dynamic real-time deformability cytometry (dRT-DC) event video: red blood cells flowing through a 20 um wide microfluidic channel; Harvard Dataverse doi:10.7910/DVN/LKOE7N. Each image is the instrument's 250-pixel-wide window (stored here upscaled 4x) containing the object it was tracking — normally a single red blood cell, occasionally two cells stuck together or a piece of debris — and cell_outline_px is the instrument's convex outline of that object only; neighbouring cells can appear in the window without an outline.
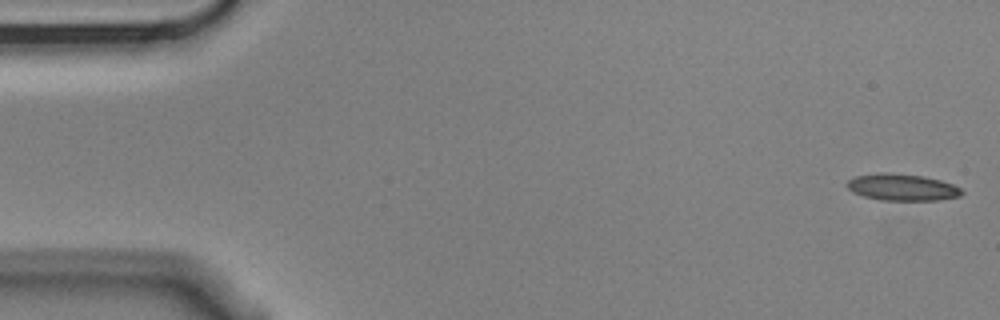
{"species": "Egyptian fruit bat (a non-hibernating species)", "species_latin": "Rousettus aegyptiacus", "temperature_condition": "cold", "stored_images_in_passage": 6, "camera_frame_rate_fps": 3000, "um_per_image_px": 0.085, "animal": {"sex": "male"}, "frame": {"image": 1, "passage_image": 1, "time_ms": 0.0, "image_size_px": [1000, 320], "cell_outline_px": [[964, 192], [960, 196], [940, 200], [880, 200], [864, 196], [852, 192], [844, 184], [848, 180], [856, 176], [884, 172], [924, 176], [940, 180], [952, 184], [960, 188]], "centroid_in_image_um": [76.67, 15.92], "position_along_channel_um": 8.3, "area_um2": 17.86}}
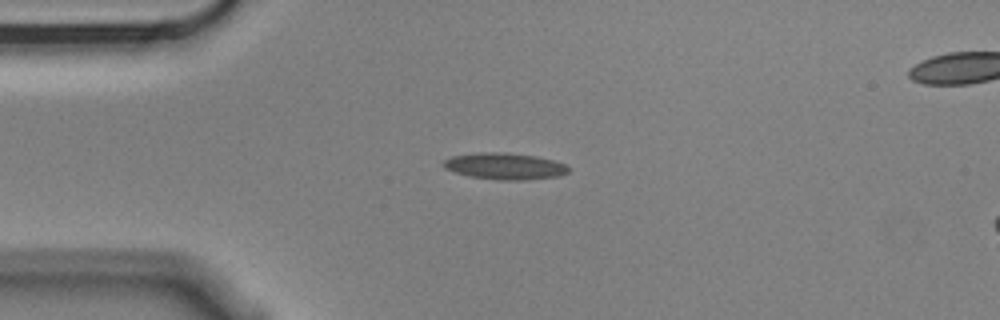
{"frame": {"image": 2, "passage_image": 4, "time_ms": 1.0, "image_size_px": [1000, 320], "cell_outline_px": [[568, 172], [560, 176], [524, 180], [500, 180], [468, 176], [444, 168], [444, 160], [452, 156], [480, 152], [496, 152], [536, 156], [552, 160], [564, 164], [568, 168]], "centroid_in_image_um": [42.9, 14.13], "position_along_channel_um": 42.1, "area_um2": 19.07}}
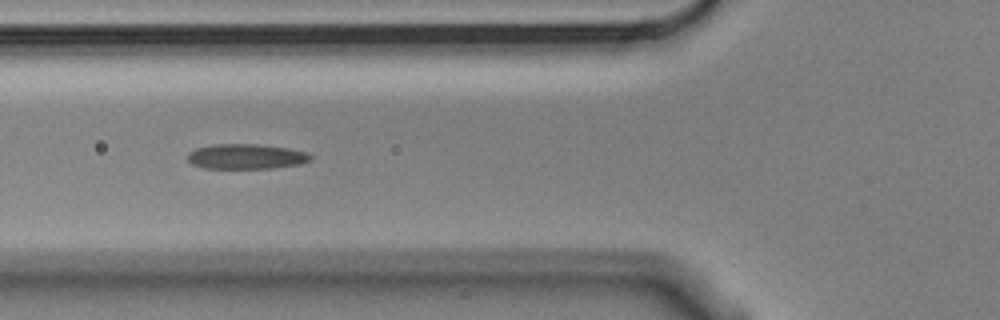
{"frame": {"image": 3, "passage_image": 6, "time_ms": 1.667, "image_size_px": [1000, 320], "cell_outline_px": [[312, 160], [300, 164], [272, 168], [204, 168], [192, 164], [188, 160], [188, 152], [196, 148], [216, 144], [256, 144], [288, 148], [304, 152], [312, 156]], "centroid_in_image_um": [20.91, 13.3], "position_along_channel_um": 104.9, "area_um2": 17.86}}